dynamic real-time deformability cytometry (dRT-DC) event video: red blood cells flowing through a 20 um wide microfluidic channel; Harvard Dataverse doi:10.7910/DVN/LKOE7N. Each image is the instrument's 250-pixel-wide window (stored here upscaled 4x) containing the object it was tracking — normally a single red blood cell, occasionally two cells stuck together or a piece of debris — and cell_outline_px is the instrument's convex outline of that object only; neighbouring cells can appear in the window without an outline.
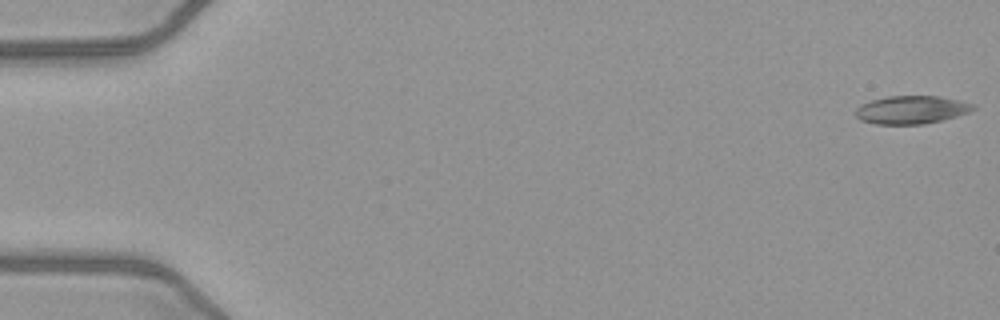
{"species": "common noctule bat (a hibernating species)", "species_latin": "Nyctalus noctula", "temperature_condition": "warm", "stored_images_in_passage": 2, "camera_frame_rate_fps": 3000, "um_per_image_px": 0.085, "animal": {"sex": "female", "body_mass_g": 21.9}, "frame": {"image": 1, "passage_image": 1, "time_ms": 0.0, "image_size_px": [1000, 320], "cell_outline_px": [[940, 116], [932, 120], [908, 124], [888, 124], [868, 120], [880, 100], [904, 96], [924, 96]], "centroid_in_image_um": [76.83, 9.41], "position_along_channel_um": 8.2, "area_um2": 10.87}}